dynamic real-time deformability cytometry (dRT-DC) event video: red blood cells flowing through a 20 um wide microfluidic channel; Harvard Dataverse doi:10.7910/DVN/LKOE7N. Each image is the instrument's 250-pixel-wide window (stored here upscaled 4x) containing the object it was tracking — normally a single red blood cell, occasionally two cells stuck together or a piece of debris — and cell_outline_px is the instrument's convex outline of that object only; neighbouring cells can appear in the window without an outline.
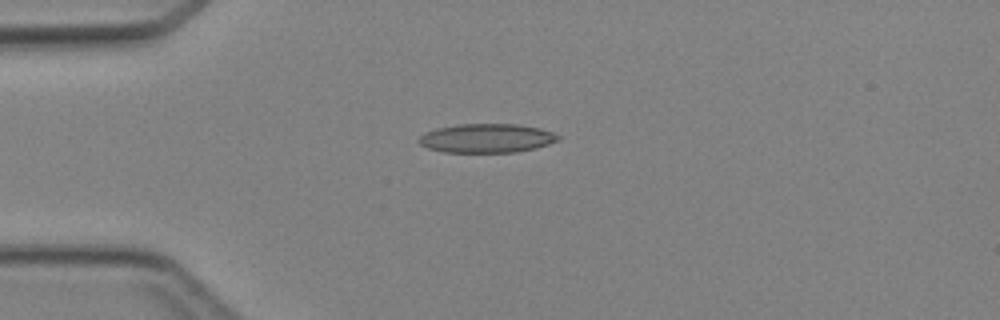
{"species": "Egyptian fruit bat (a non-hibernating species)", "species_latin": "Rousettus aegyptiacus", "temperature_condition": "cold", "stored_images_in_passage": 5, "camera_frame_rate_fps": 3000, "um_per_image_px": 0.085, "animal": {"sex": "female"}, "frame": {"image": 1, "passage_image": 4, "time_ms": 3.667, "image_size_px": [1000, 320], "cell_outline_px": [[560, 140], [536, 148], [516, 152], [444, 152], [428, 148], [420, 144], [416, 140], [424, 132], [436, 128], [460, 124], [516, 124], [540, 128], [552, 132], [560, 136]], "centroid_in_image_um": [41.35, 11.75], "position_along_channel_um": 43.6, "area_um2": 23.58}}